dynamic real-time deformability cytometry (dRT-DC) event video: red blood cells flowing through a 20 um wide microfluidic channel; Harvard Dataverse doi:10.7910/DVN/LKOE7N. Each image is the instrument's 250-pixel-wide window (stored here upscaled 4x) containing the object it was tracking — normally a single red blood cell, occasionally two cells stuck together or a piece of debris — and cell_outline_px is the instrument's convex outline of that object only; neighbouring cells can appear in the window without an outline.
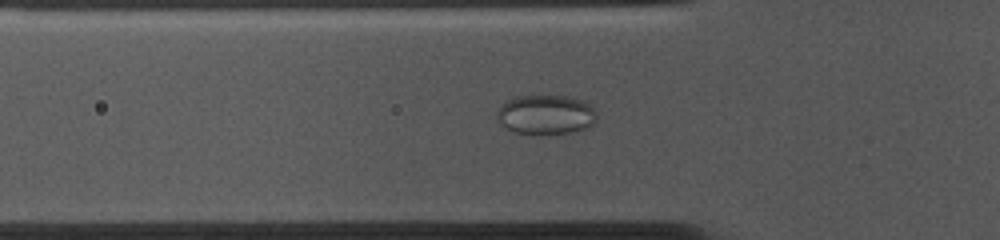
{"species": "common noctule bat (a hibernating species)", "species_latin": "Nyctalus noctula", "temperature_condition": "cold", "stored_images_in_passage": 42, "camera_frame_rate_fps": 3000, "um_per_image_px": 0.085, "animal": {"sex": "female", "body_mass_g": 10.0, "forearm_length_mm": 53.1}, "frame": {"image": 1, "passage_image": 5, "time_ms": 1.333, "image_size_px": [1000, 240], "cell_outline_px": [[596, 120], [588, 128], [568, 132], [512, 132], [504, 128], [496, 120], [496, 112], [508, 100], [516, 96], [568, 96], [584, 100], [596, 112]], "centroid_in_image_um": [46.38, 9.72], "position_along_channel_um": 79.4, "area_um2": 22.6}}
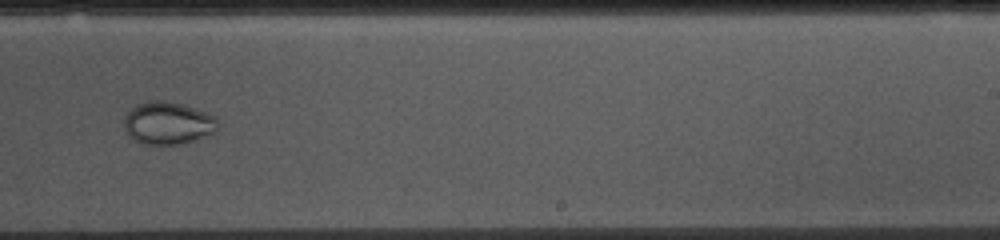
{"frame": {"image": 2, "passage_image": 21, "time_ms": 6.667, "image_size_px": [1000, 240], "cell_outline_px": [[216, 132], [212, 136], [180, 144], [144, 144], [132, 140], [128, 136], [124, 128], [124, 120], [128, 112], [132, 108], [140, 104], [156, 100], [160, 100], [180, 104], [204, 112], [212, 116], [216, 120]], "centroid_in_image_um": [14.26, 10.51], "position_along_channel_um": 274.7, "area_um2": 23.0}}
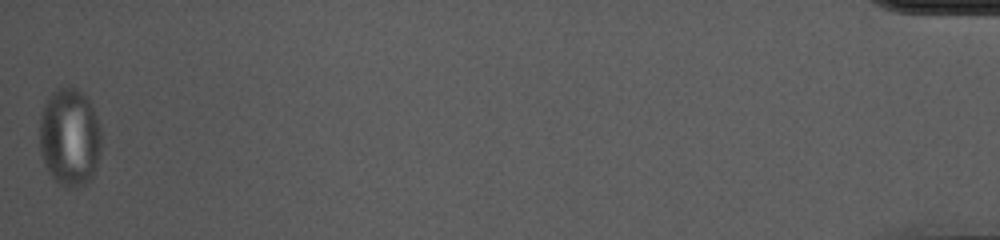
{"frame": {"image": 3, "passage_image": 42, "time_ms": 13.667, "image_size_px": [1000, 240], "cell_outline_px": [[100, 152], [96, 168], [92, 176], [84, 184], [76, 188], [64, 188], [48, 172], [44, 164], [40, 152], [40, 116], [44, 104], [48, 96], [56, 88], [68, 84], [76, 88], [88, 100], [92, 108], [100, 128]], "centroid_in_image_um": [5.9, 11.66], "position_along_channel_um": 429.3, "area_um2": 35.49}}